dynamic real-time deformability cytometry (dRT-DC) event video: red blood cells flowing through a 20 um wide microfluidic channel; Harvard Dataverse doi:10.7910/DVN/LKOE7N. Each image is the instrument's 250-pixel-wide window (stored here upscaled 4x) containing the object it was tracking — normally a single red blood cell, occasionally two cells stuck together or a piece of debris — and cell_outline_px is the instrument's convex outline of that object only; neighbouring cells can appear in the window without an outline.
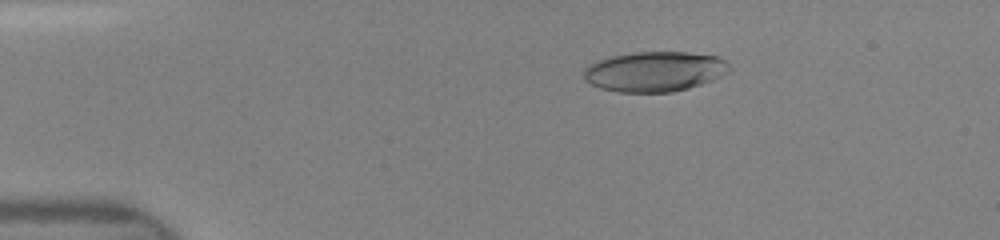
{"species": "human", "species_latin": "Homo sapiens", "temperature_condition": "room temperature", "stored_images_in_passage": 48, "camera_frame_rate_fps": 3000, "um_per_image_px": 0.085, "donor": {"sex": "female"}, "frame": {"image": 1, "passage_image": 9, "time_ms": 2.667, "image_size_px": [1000, 240], "cell_outline_px": [[732, 68], [728, 72], [712, 80], [688, 88], [672, 92], [620, 92], [600, 88], [584, 80], [584, 68], [588, 64], [596, 60], [612, 56], [632, 52], [688, 52], [716, 56], [724, 60]], "centroid_in_image_um": [55.62, 6.07], "position_along_channel_um": 29.4, "area_um2": 34.04}}
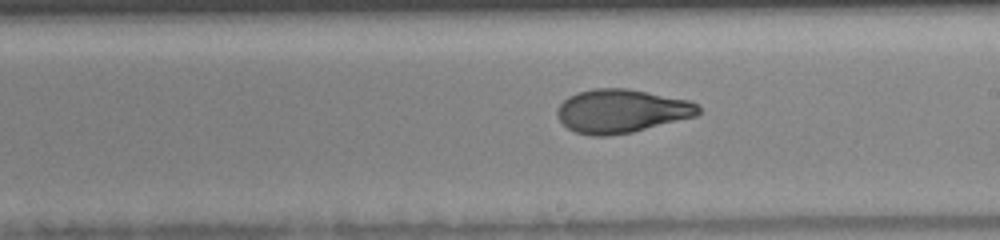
{"frame": {"image": 2, "passage_image": 28, "time_ms": 9.0, "image_size_px": [1000, 240], "cell_outline_px": [[700, 112], [696, 116], [632, 132], [608, 136], [592, 136], [576, 132], [568, 128], [560, 120], [556, 112], [560, 104], [568, 96], [576, 92], [592, 88], [628, 88], [692, 100], [700, 108]], "centroid_in_image_um": [52.83, 9.42], "position_along_channel_um": 236.2, "area_um2": 36.01}}
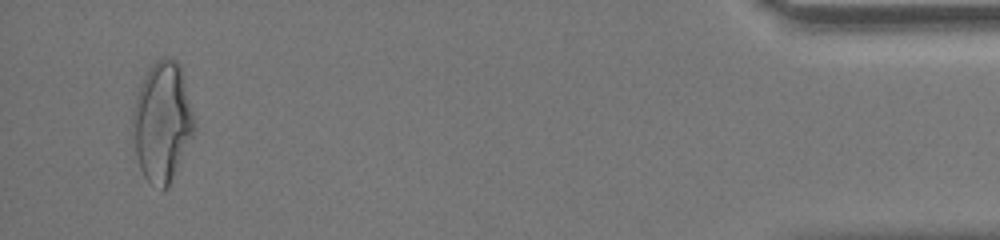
{"frame": {"image": 3, "passage_image": 46, "time_ms": 15.0, "image_size_px": [1000, 240], "cell_outline_px": [[196, 128], [168, 184], [164, 188], [148, 180], [144, 176], [140, 168], [132, 136], [132, 116], [136, 96], [140, 84], [144, 76], [152, 64], [156, 60], [164, 56], [176, 60], [180, 64], [184, 76], [196, 120]], "centroid_in_image_um": [13.8, 10.25], "position_along_channel_um": 421.4, "area_um2": 42.6}}